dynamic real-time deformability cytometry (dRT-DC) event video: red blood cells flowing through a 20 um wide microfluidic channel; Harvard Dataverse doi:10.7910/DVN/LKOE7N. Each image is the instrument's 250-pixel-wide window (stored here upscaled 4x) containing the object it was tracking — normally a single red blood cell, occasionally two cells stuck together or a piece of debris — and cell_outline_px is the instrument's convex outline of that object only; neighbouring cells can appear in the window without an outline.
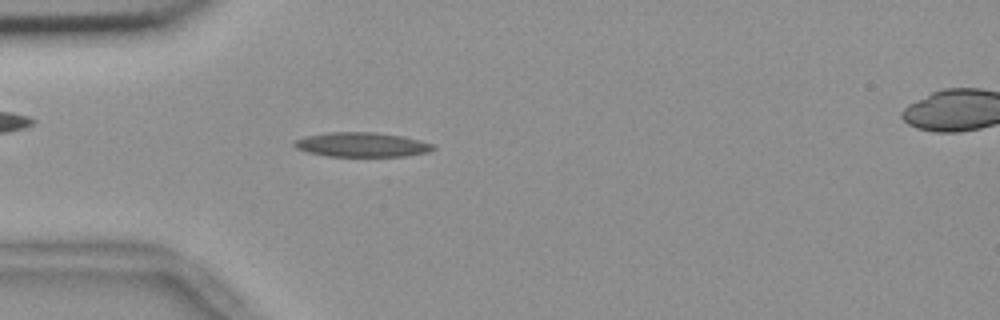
{"species": "common noctule bat (a hibernating species)", "species_latin": "Nyctalus noctula", "temperature_condition": "room temperature", "stored_images_in_passage": 54, "camera_frame_rate_fps": 3000, "um_per_image_px": 0.085, "animal": {"sex": "female", "body_mass_g": 18.4}, "frame": {"image": 1, "passage_image": 15, "time_ms": 4.667, "image_size_px": [1000, 320], "cell_outline_px": [[436, 148], [428, 152], [404, 156], [328, 156], [308, 152], [296, 148], [292, 144], [292, 140], [304, 136], [328, 132], [372, 132], [400, 136], [420, 140], [436, 144]], "centroid_in_image_um": [30.73, 12.29], "position_along_channel_um": 54.3, "area_um2": 19.88}}
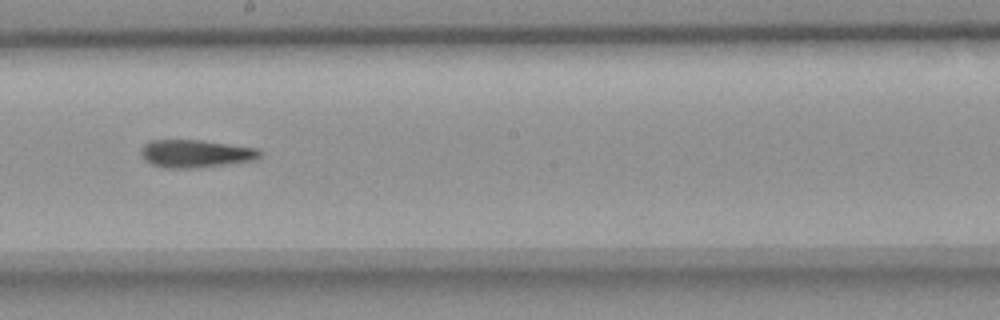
{"frame": {"image": 2, "passage_image": 30, "time_ms": 9.667, "image_size_px": [1000, 320], "cell_outline_px": [[264, 156], [256, 160], [196, 168], [164, 168], [152, 164], [140, 152], [140, 148], [144, 144], [152, 140], [200, 140], [256, 148], [264, 152]], "centroid_in_image_um": [16.69, 13.06], "position_along_channel_um": 231.5, "area_um2": 19.25}}
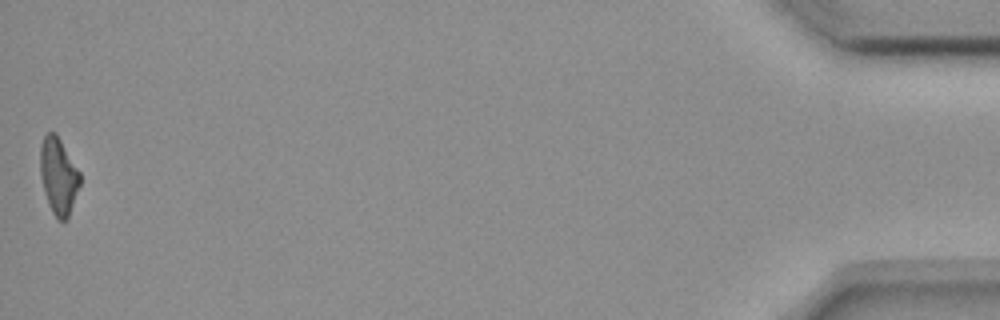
{"frame": {"image": 3, "passage_image": 54, "time_ms": 17.667, "image_size_px": [1000, 320], "cell_outline_px": [[80, 184], [68, 216], [64, 220], [56, 220], [48, 204], [44, 192], [40, 176], [40, 148], [44, 136], [48, 132], [56, 132], [80, 172]], "centroid_in_image_um": [4.95, 14.94], "position_along_channel_um": 430.2, "area_um2": 17.69}, "authors_computed_cell_mechanics": {"area_um2": 18.7272, "velocity_mm_per_s": 3.6905, "shape_relaxation_time_tau1_ms": null, "shape_relaxation_time_tau2_ms": 6.5133, "deformation_change_tau1": null, "deformation_change_tau2": 0.1708}}